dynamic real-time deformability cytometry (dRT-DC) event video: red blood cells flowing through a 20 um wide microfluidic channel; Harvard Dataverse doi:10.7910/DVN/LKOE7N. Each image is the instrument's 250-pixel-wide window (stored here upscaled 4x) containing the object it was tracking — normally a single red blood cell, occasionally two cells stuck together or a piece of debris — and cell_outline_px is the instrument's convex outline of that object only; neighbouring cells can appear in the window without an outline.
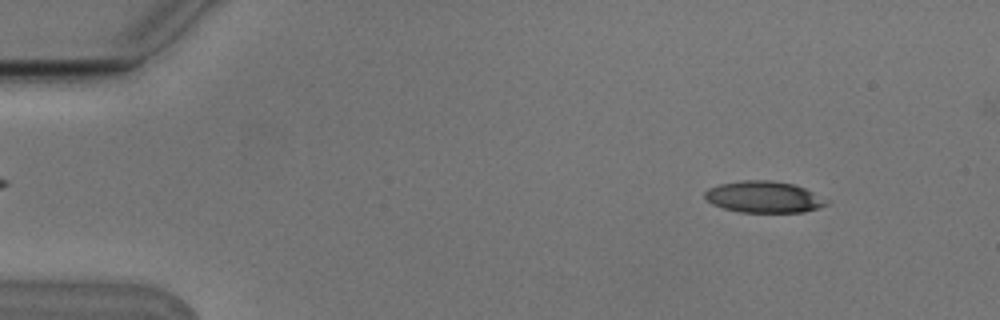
{"species": "Egyptian fruit bat (a non-hibernating species)", "species_latin": "Rousettus aegyptiacus", "temperature_condition": "cold", "stored_images_in_passage": 5, "camera_frame_rate_fps": 3000, "um_per_image_px": 0.085, "animal": {"sex": "male"}, "frame": {"image": 1, "passage_image": 5, "time_ms": 1.333, "image_size_px": [1000, 320], "cell_outline_px": [[832, 200], [828, 204], [820, 208], [804, 212], [740, 212], [724, 208], [712, 204], [704, 196], [704, 192], [708, 188], [720, 184], [740, 180], [772, 180], [792, 184], [804, 188]], "centroid_in_image_um": [64.97, 16.74], "position_along_channel_um": 20.0, "area_um2": 22.54}}